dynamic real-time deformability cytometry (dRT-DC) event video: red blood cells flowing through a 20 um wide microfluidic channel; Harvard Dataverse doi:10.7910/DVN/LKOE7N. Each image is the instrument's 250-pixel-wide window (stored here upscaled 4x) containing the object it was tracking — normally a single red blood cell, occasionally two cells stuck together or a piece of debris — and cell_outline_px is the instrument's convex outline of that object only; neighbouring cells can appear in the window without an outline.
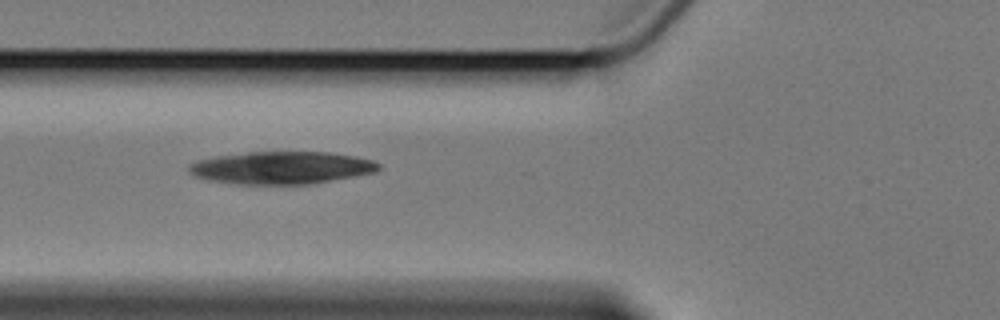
{"species": "Egyptian fruit bat (a non-hibernating species)", "species_latin": "Rousettus aegyptiacus", "temperature_condition": "cold", "stored_images_in_passage": 6, "camera_frame_rate_fps": 3000, "um_per_image_px": 0.085, "animal": {"sex": "female"}, "frame": {"image": 1, "passage_image": 6, "time_ms": 6.333, "image_size_px": [1000, 320], "cell_outline_px": [[380, 168], [376, 172], [308, 184], [236, 184], [208, 180], [196, 176], [188, 172], [188, 164], [196, 160], [216, 156], [248, 152], [328, 152], [356, 156], [372, 160], [380, 164]], "centroid_in_image_um": [23.89, 14.25], "position_along_channel_um": 101.9, "area_um2": 35.95}}